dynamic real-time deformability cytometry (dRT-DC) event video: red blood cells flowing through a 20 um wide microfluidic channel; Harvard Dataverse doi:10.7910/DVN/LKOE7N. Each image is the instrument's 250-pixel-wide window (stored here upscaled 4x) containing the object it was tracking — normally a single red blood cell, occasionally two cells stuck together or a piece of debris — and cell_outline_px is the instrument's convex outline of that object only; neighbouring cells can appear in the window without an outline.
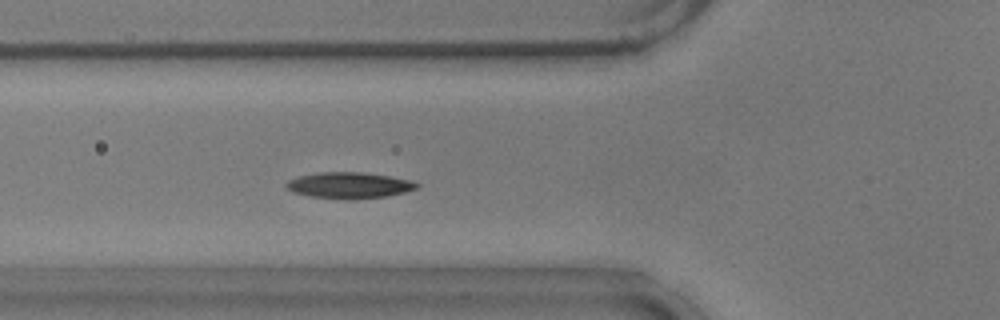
{"species": "common noctule bat (a hibernating species)", "species_latin": "Nyctalus noctula", "temperature_condition": "warm", "stored_images_in_passage": 50, "camera_frame_rate_fps": 3000, "um_per_image_px": 0.085, "animal": {"sex": "male", "body_mass_g": 17.9}, "frame": {"image": 1, "passage_image": 15, "time_ms": 4.667, "image_size_px": [1000, 320], "cell_outline_px": [[420, 188], [388, 196], [352, 200], [344, 200], [308, 196], [292, 192], [284, 184], [288, 180], [300, 176], [320, 172], [364, 172], [392, 176], [412, 180], [420, 184]], "centroid_in_image_um": [29.72, 15.76], "position_along_channel_um": 96.1, "area_um2": 20.29}}
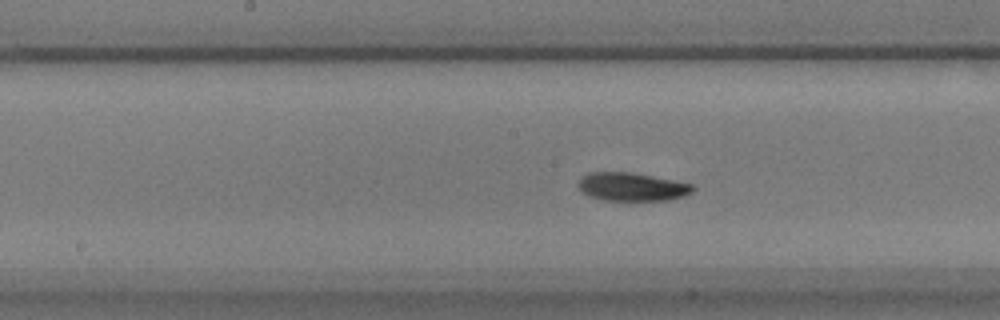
{"frame": {"image": 2, "passage_image": 23, "time_ms": 7.333, "image_size_px": [1000, 320], "cell_outline_px": [[696, 188], [692, 192], [684, 196], [668, 200], [600, 200], [588, 196], [576, 184], [580, 176], [588, 172], [632, 172], [692, 184]], "centroid_in_image_um": [53.67, 15.87], "position_along_channel_um": 194.5, "area_um2": 19.02}}
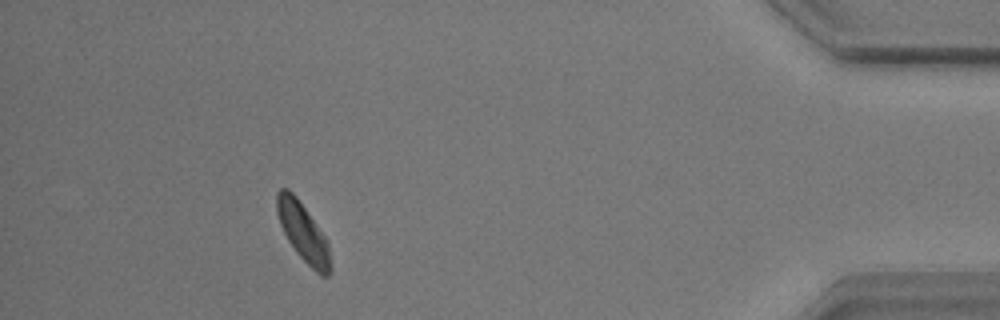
{"frame": {"image": 3, "passage_image": 45, "time_ms": 14.667, "image_size_px": [1000, 320], "cell_outline_px": [[332, 272], [328, 276], [320, 276], [296, 252], [288, 240], [280, 224], [276, 212], [276, 192], [280, 188], [288, 188], [296, 196], [328, 240], [332, 268]], "centroid_in_image_um": [25.78, 19.75], "position_along_channel_um": 409.4, "area_um2": 18.38}, "authors_computed_cell_mechanics": {"area_um2": 18.7561, "velocity_mm_per_s": 3.6748, "shape_relaxation_time_tau1_ms": 2.7519, "shape_relaxation_time_tau2_ms": null, "deformation_change_tau1": 0.1178, "deformation_change_tau2": null}}